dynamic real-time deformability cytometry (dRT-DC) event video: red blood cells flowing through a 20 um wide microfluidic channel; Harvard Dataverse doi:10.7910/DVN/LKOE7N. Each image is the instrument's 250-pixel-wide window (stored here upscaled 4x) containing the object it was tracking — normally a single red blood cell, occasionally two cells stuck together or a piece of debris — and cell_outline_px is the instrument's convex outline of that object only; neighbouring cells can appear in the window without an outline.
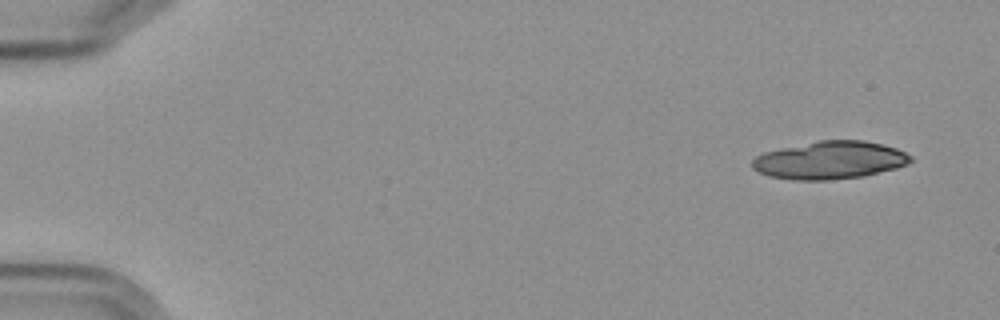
{"species": "Egyptian fruit bat (a non-hibernating species)", "species_latin": "Rousettus aegyptiacus", "temperature_condition": "cold", "stored_images_in_passage": 9, "camera_frame_rate_fps": 3000, "um_per_image_px": 0.085, "frame": {"image": 1, "passage_image": 1, "time_ms": 0.0, "image_size_px": [1000, 320], "cell_outline_px": [[912, 160], [908, 164], [896, 168], [864, 176], [828, 180], [792, 180], [768, 176], [752, 168], [752, 160], [756, 156], [764, 152], [820, 140], [864, 140], [884, 144], [896, 148], [912, 156]], "centroid_in_image_um": [70.55, 13.62], "position_along_channel_um": 14.4, "area_um2": 34.91}}
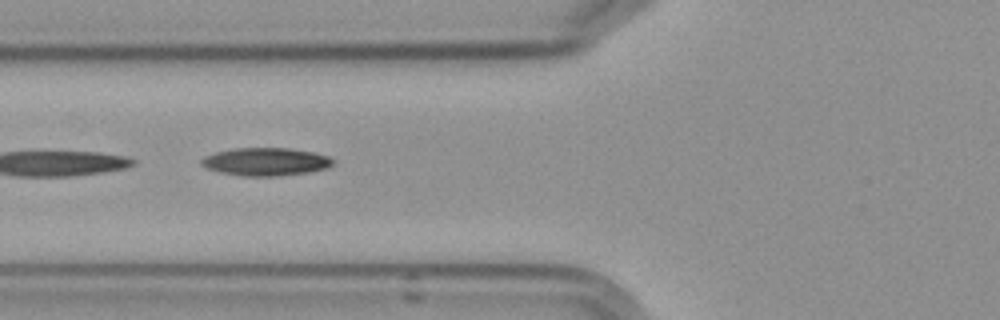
{"frame": {"image": 2, "passage_image": 6, "time_ms": 6.333, "image_size_px": [1000, 320], "cell_outline_px": [[336, 160], [332, 164], [324, 168], [308, 172], [276, 176], [244, 176], [220, 172], [208, 168], [200, 164], [200, 160], [204, 156], [216, 152], [232, 148], [288, 148], [312, 152], [328, 156]], "centroid_in_image_um": [22.56, 13.74], "position_along_channel_um": 103.2, "area_um2": 21.27}}